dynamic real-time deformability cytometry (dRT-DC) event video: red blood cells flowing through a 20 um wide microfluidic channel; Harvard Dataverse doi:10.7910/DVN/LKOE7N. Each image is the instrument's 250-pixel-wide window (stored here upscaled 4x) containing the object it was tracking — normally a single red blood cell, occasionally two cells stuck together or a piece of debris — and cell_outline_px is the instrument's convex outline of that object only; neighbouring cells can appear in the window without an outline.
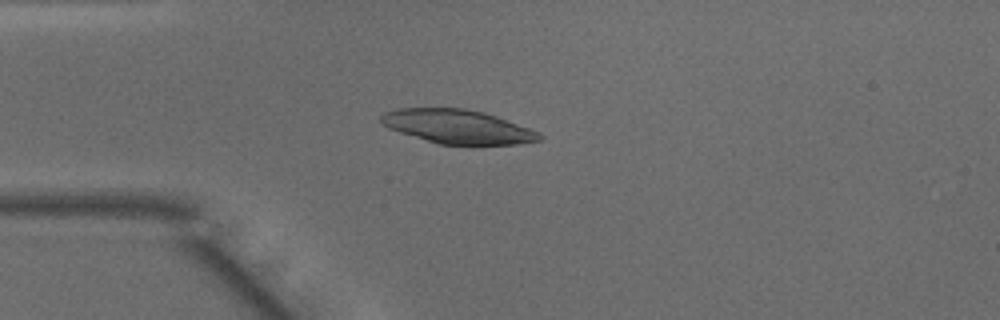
{"species": "common noctule bat (a hibernating species)", "species_latin": "Nyctalus noctula", "temperature_condition": "warm", "stored_images_in_passage": 44, "camera_frame_rate_fps": 3000, "um_per_image_px": 0.085, "animal": {"sex": "male", "body_mass_g": 15.6}, "frame": {"image": 1, "passage_image": 8, "time_ms": 2.333, "image_size_px": [1000, 320], "cell_outline_px": [[544, 136], [540, 140], [516, 144], [472, 148], [440, 144], [400, 132], [388, 128], [380, 120], [380, 116], [384, 112], [396, 108], [464, 108], [484, 112], [496, 116], [540, 132]], "centroid_in_image_um": [38.95, 10.8], "position_along_channel_um": 46.1, "area_um2": 32.14}}
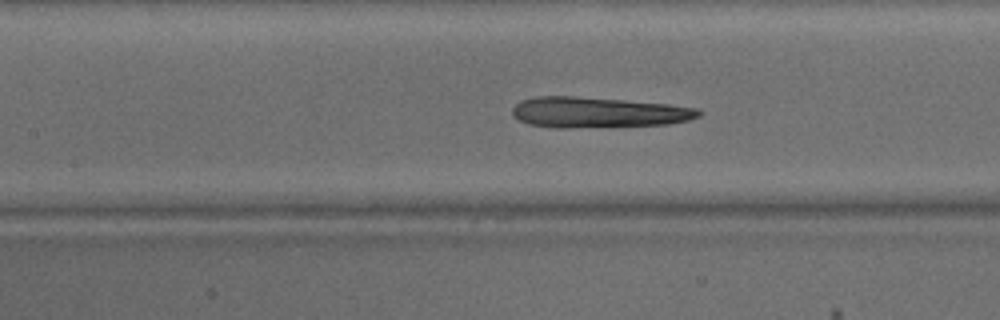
{"frame": {"image": 2, "passage_image": 17, "time_ms": 5.333, "image_size_px": [1000, 320], "cell_outline_px": [[704, 112], [700, 116], [688, 120], [668, 124], [568, 128], [556, 128], [528, 124], [512, 116], [512, 108], [520, 100], [536, 96], [572, 96], [624, 100], [668, 104], [700, 108]], "centroid_in_image_um": [50.83, 9.55], "position_along_channel_um": 156.6, "area_um2": 33.41}}
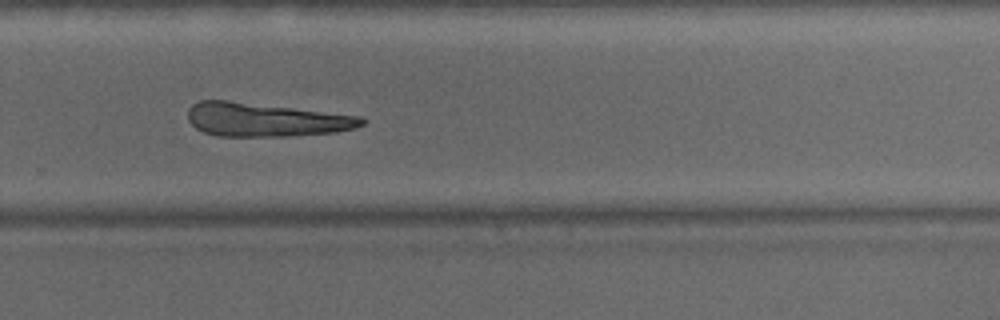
{"frame": {"image": 3, "passage_image": 28, "time_ms": 9.0, "image_size_px": [1000, 320], "cell_outline_px": [[368, 120], [364, 124], [356, 128], [336, 132], [288, 136], [216, 136], [204, 132], [196, 128], [188, 120], [188, 108], [192, 104], [200, 100], [228, 100], [360, 116]], "centroid_in_image_um": [22.56, 10.17], "position_along_channel_um": 307.2, "area_um2": 34.1}}